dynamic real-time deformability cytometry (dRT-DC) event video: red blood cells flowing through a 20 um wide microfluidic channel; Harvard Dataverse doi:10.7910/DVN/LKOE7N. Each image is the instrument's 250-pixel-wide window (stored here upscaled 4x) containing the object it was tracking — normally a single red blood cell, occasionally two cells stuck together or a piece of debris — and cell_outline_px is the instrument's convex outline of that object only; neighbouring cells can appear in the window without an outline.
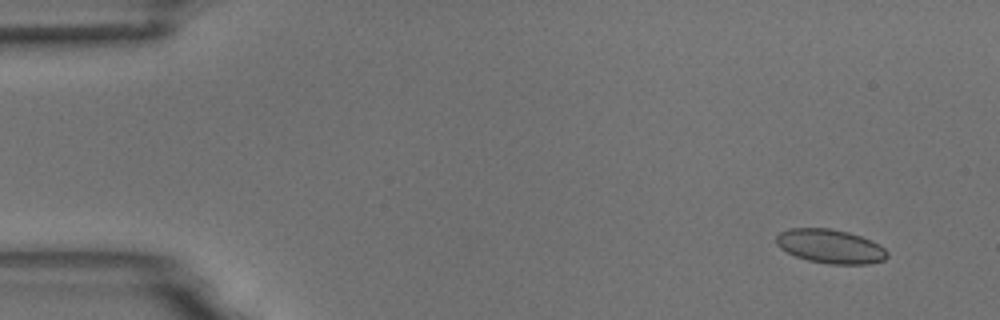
{"species": "common noctule bat (a hibernating species)", "species_latin": "Nyctalus noctula", "temperature_condition": "room temperature", "stored_images_in_passage": 8, "camera_frame_rate_fps": 3000, "um_per_image_px": 0.085, "animal": {"sex": "male", "body_mass_g": 18.8}, "frame": {"image": 1, "passage_image": 2, "time_ms": 1.333, "image_size_px": [1000, 320], "cell_outline_px": [[888, 256], [884, 260], [868, 264], [828, 264], [808, 260], [796, 256], [780, 248], [776, 244], [776, 236], [780, 232], [788, 228], [828, 228], [848, 232], [872, 240], [880, 244], [888, 252]], "centroid_in_image_um": [70.59, 20.93], "position_along_channel_um": 14.4, "area_um2": 22.08}}
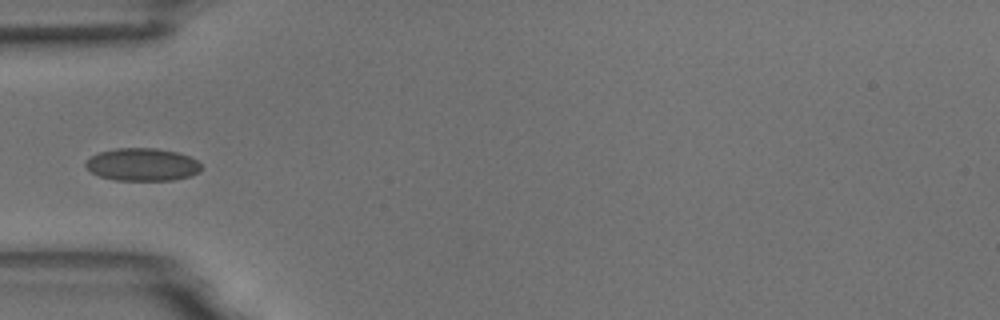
{"frame": {"image": 2, "passage_image": 6, "time_ms": 6.0, "image_size_px": [1000, 320], "cell_outline_px": [[200, 172], [192, 176], [172, 180], [116, 180], [100, 176], [92, 172], [84, 164], [92, 156], [100, 152], [116, 148], [156, 148], [176, 152], [188, 156], [196, 160], [200, 164]], "centroid_in_image_um": [12.12, 13.99], "position_along_channel_um": 72.9, "area_um2": 21.85}}